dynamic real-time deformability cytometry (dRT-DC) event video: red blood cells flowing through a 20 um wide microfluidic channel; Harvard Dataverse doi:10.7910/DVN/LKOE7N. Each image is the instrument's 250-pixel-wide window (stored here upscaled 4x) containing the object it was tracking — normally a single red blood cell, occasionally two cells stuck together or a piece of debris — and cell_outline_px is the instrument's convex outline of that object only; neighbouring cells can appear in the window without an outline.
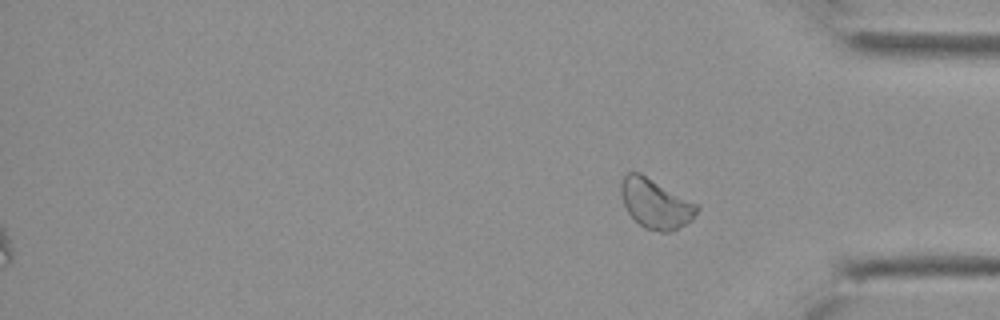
{"species": "Egyptian fruit bat (a non-hibernating species)", "species_latin": "Rousettus aegyptiacus", "temperature_condition": "cold", "stored_images_in_passage": 25, "segment_of_instrument_passage": [2, 2], "camera_frame_rate_fps": 3000, "um_per_image_px": 0.085, "animal": {"sex": "female"}, "frame": {"image": 1, "passage_image": 25, "time_ms": 8.0, "image_size_px": [1000, 320], "cell_outline_px": [[700, 208], [692, 220], [672, 232], [660, 232], [644, 228], [628, 212], [624, 204], [620, 192], [620, 184], [624, 176], [628, 172], [640, 172], [700, 204]], "centroid_in_image_um": [55.76, 17.3], "position_along_channel_um": 379.4, "area_um2": 22.25}}